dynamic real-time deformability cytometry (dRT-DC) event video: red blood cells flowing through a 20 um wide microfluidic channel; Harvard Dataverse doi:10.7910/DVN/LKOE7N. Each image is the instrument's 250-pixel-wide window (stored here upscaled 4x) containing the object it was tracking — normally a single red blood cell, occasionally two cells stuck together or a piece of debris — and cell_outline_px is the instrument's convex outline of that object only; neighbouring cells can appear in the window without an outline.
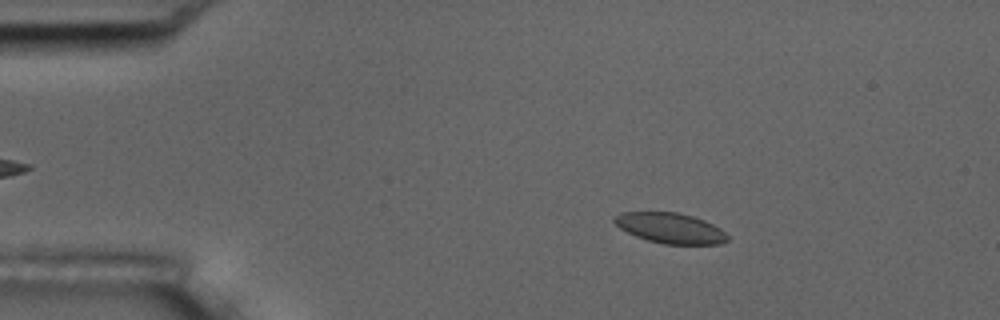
{"species": "common noctule bat (a hibernating species)", "species_latin": "Nyctalus noctula", "temperature_condition": "room temperature", "stored_images_in_passage": 4, "camera_frame_rate_fps": 3000, "um_per_image_px": 0.085, "animal": {"sex": "male", "body_mass_g": 17.5, "forearm_length_mm": 52.3}, "frame": {"image": 1, "passage_image": 2, "time_ms": 1.333, "image_size_px": [1000, 320], "cell_outline_px": [[728, 240], [720, 244], [664, 244], [648, 240], [636, 236], [620, 228], [612, 220], [620, 212], [676, 212], [692, 216], [704, 220], [720, 228], [728, 236]], "centroid_in_image_um": [56.98, 19.39], "position_along_channel_um": 28.0, "area_um2": 19.88}}